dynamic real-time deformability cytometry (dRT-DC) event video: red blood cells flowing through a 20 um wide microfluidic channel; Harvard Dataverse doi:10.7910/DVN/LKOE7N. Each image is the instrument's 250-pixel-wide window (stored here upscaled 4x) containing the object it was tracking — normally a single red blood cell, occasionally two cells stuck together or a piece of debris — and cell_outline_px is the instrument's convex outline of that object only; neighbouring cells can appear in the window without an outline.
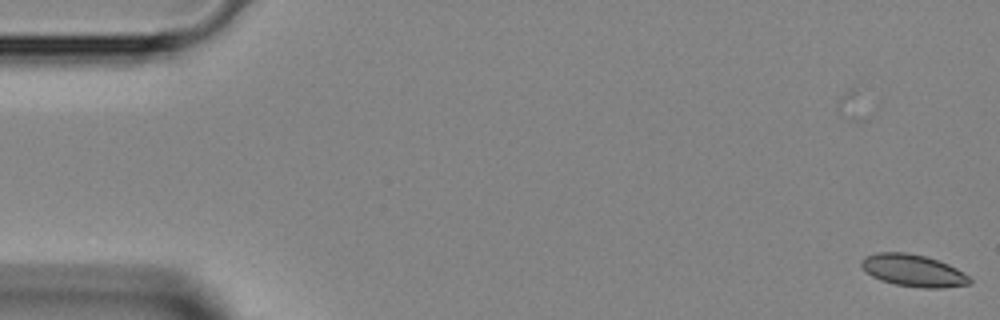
{"species": "Egyptian fruit bat (a non-hibernating species)", "species_latin": "Rousettus aegyptiacus", "temperature_condition": "room temperature", "stored_images_in_passage": 2, "camera_frame_rate_fps": 3000, "um_per_image_px": 0.085, "animal": {"sex": "female"}, "frame": {"image": 1, "passage_image": 2, "time_ms": 0.333, "image_size_px": [1000, 320], "cell_outline_px": [[972, 284], [944, 288], [924, 288], [896, 284], [880, 280], [872, 276], [860, 264], [860, 260], [864, 256], [876, 252], [908, 252], [924, 256], [948, 264], [956, 268], [968, 276], [972, 280]], "centroid_in_image_um": [77.62, 22.99], "position_along_channel_um": 7.4, "area_um2": 20.23}}